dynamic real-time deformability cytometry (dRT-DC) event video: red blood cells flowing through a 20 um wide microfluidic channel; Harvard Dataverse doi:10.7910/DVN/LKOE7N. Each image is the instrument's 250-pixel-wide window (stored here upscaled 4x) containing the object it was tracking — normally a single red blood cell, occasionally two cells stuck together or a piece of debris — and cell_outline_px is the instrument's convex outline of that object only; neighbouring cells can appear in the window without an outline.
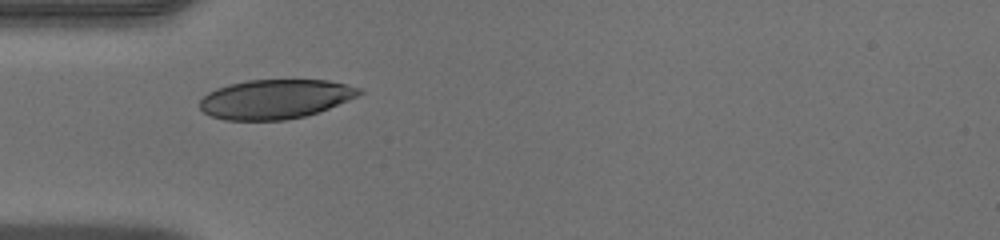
{"species": "human", "species_latin": "Homo sapiens", "temperature_condition": "warm", "stored_images_in_passage": 28, "camera_frame_rate_fps": 3000, "um_per_image_px": 0.085, "donor": {"sex": "male"}, "frame": {"image": 1, "passage_image": 1, "time_ms": 0.0, "image_size_px": [1000, 240], "cell_outline_px": [[364, 92], [348, 100], [328, 108], [304, 116], [284, 120], [224, 120], [212, 116], [204, 112], [200, 108], [200, 100], [208, 92], [216, 88], [228, 84], [248, 80], [328, 80], [360, 88]], "centroid_in_image_um": [23.36, 8.42], "position_along_channel_um": 61.6, "area_um2": 36.3}}
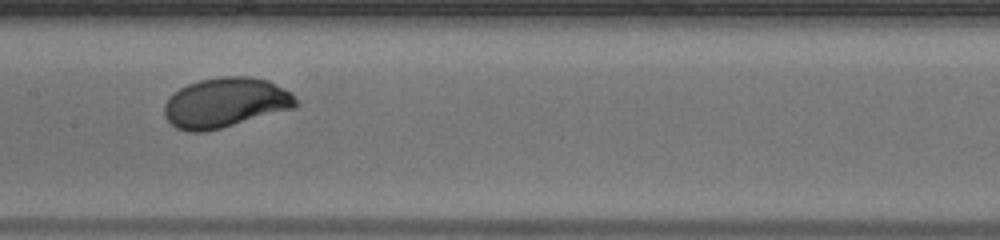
{"frame": {"image": 2, "passage_image": 10, "time_ms": 3.0, "image_size_px": [1000, 240], "cell_outline_px": [[300, 104], [296, 108], [220, 128], [204, 132], [188, 132], [176, 128], [164, 116], [164, 104], [168, 96], [180, 88], [188, 84], [200, 80], [220, 76], [248, 76], [268, 80], [292, 92]], "centroid_in_image_um": [19.18, 8.72], "position_along_channel_um": 188.2, "area_um2": 38.55}}
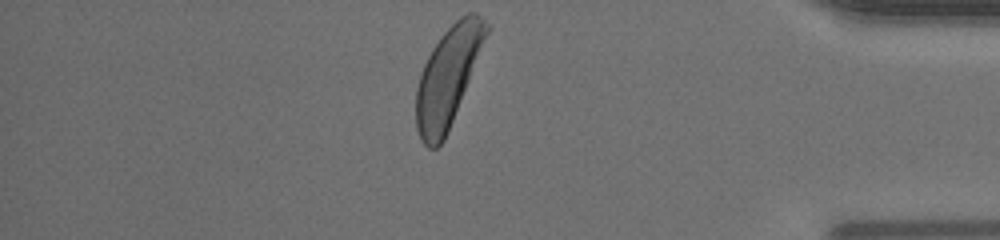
{"frame": {"image": 3, "passage_image": 27, "time_ms": 8.667, "image_size_px": [1000, 240], "cell_outline_px": [[492, 28], [448, 132], [444, 140], [436, 148], [428, 148], [420, 140], [416, 128], [416, 88], [420, 72], [432, 48], [440, 36], [460, 16], [468, 12], [476, 12], [492, 24]], "centroid_in_image_um": [38.12, 6.48], "position_along_channel_um": 397.1, "area_um2": 41.15}}